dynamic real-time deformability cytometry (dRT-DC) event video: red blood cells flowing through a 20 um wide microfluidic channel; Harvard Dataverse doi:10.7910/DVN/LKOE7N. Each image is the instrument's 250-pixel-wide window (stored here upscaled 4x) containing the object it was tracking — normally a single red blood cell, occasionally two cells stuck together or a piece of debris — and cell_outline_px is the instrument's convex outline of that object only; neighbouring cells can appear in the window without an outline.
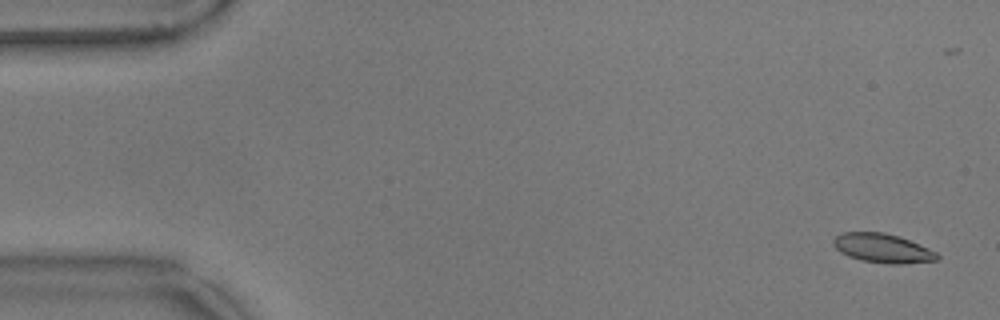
{"species": "common noctule bat (a hibernating species)", "species_latin": "Nyctalus noctula", "temperature_condition": "warm", "stored_images_in_passage": 15, "camera_frame_rate_fps": 3000, "um_per_image_px": 0.085, "animal": {"sex": "male", "body_mass_g": 17.9}, "frame": {"image": 1, "passage_image": 3, "time_ms": 0.667, "image_size_px": [1000, 320], "cell_outline_px": [[940, 256], [936, 260], [904, 264], [888, 264], [864, 260], [848, 256], [840, 252], [832, 244], [832, 240], [840, 232], [884, 232], [900, 236], [928, 248], [936, 252]], "centroid_in_image_um": [75.0, 21.09], "position_along_channel_um": 10.0, "area_um2": 17.63}}